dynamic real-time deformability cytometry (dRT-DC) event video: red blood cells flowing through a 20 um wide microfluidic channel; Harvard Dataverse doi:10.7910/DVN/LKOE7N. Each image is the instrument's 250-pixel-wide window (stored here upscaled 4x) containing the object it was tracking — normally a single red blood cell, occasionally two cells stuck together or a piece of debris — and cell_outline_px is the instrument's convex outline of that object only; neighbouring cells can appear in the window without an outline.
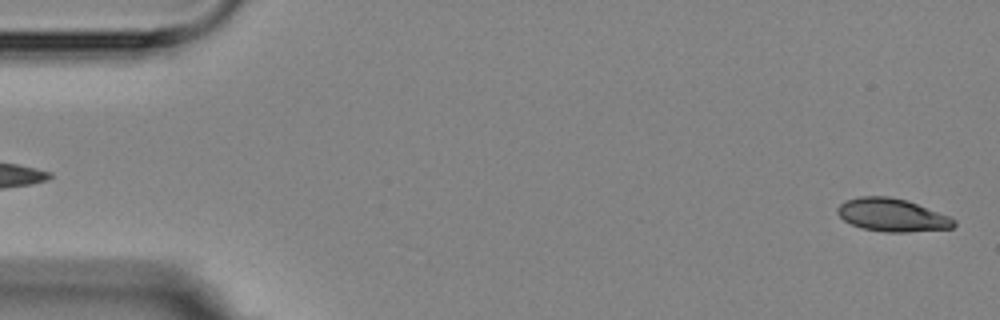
{"species": "Egyptian fruit bat (a non-hibernating species)", "species_latin": "Rousettus aegyptiacus", "temperature_condition": "room temperature", "stored_images_in_passage": 4, "segment_of_instrument_passage": [2, 2], "camera_frame_rate_fps": 3000, "um_per_image_px": 0.085, "animal": {"sex": "female"}, "frame": {"image": 1, "passage_image": 4, "time_ms": 3.333, "image_size_px": [1000, 320], "cell_outline_px": [[956, 224], [952, 228], [908, 232], [884, 232], [864, 228], [852, 224], [844, 220], [836, 212], [836, 208], [844, 200], [860, 196], [888, 196], [908, 200], [948, 216], [956, 220]], "centroid_in_image_um": [75.81, 18.27], "position_along_channel_um": 9.2, "area_um2": 22.37}}